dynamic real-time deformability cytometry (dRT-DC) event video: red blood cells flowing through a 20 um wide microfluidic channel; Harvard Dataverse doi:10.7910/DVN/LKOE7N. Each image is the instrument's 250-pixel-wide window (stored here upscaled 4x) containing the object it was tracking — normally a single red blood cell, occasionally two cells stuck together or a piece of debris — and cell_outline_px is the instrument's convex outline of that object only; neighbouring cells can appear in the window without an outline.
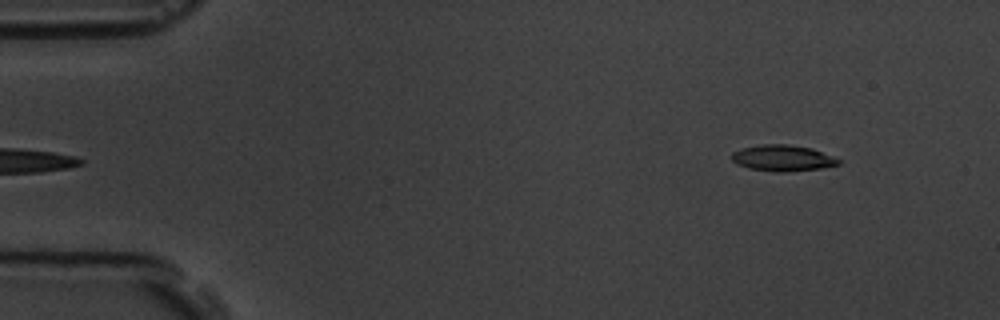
{"species": "common noctule bat (a hibernating species)", "species_latin": "Nyctalus noctula", "temperature_condition": "room temperature", "stored_images_in_passage": 4, "segment_of_instrument_passage": [2, 2], "camera_frame_rate_fps": 3000, "um_per_image_px": 0.085, "animal": {"sex": "male", "body_mass_g": 19.5, "forearm_length_mm": 54.6}, "frame": {"image": 1, "passage_image": 4, "time_ms": 3.667, "image_size_px": [1000, 320], "cell_outline_px": [[840, 164], [820, 168], [788, 172], [776, 172], [748, 168], [736, 164], [732, 160], [732, 152], [740, 148], [760, 144], [788, 144], [812, 148], [832, 156], [840, 160]], "centroid_in_image_um": [66.49, 13.43], "position_along_channel_um": 18.5, "area_um2": 16.36}}